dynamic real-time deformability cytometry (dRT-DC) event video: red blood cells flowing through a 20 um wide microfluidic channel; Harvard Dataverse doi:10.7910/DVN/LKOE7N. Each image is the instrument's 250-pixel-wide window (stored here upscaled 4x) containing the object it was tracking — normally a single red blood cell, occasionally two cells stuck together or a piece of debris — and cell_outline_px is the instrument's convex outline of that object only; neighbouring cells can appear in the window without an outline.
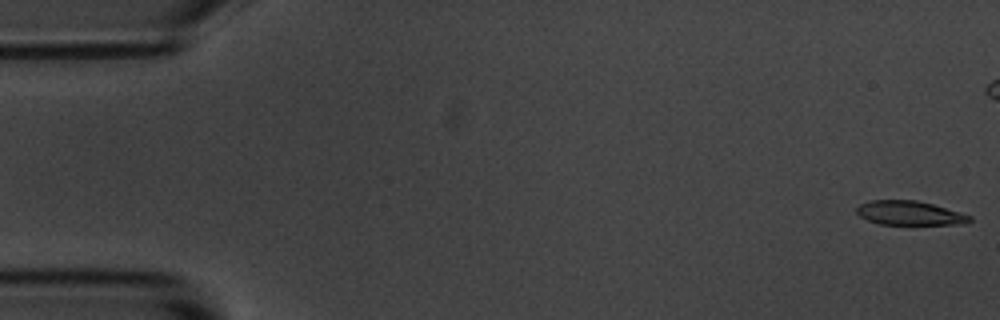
{"species": "common noctule bat (a hibernating species)", "species_latin": "Nyctalus noctula", "temperature_condition": "room temperature", "stored_images_in_passage": 2, "camera_frame_rate_fps": 3000, "um_per_image_px": 0.085, "animal": {"sex": "male", "body_mass_g": 20.1, "forearm_length_mm": 53.5}, "frame": {"image": 1, "passage_image": 2, "time_ms": 2.0, "image_size_px": [1000, 320], "cell_outline_px": [[972, 220], [964, 224], [880, 224], [868, 220], [860, 216], [856, 212], [856, 208], [860, 204], [872, 200], [916, 200], [932, 204], [960, 212], [972, 216]], "centroid_in_image_um": [77.32, 18.11], "position_along_channel_um": 7.7, "area_um2": 15.78}}